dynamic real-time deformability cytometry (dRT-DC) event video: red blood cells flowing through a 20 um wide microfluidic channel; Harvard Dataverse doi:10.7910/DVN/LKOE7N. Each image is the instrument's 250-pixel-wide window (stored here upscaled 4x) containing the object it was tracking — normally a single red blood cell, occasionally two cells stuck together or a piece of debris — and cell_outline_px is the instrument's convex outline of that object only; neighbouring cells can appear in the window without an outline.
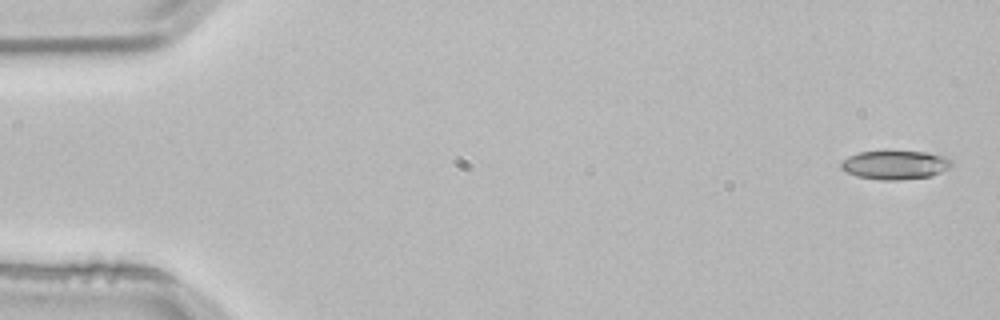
{"species": "common noctule bat (a hibernating species)", "species_latin": "Nyctalus noctula", "temperature_condition": "room temperature", "stored_images_in_passage": 4, "camera_frame_rate_fps": 3000, "um_per_image_px": 0.085, "animal": {"sex": "male", "body_mass_g": 21.5, "forearm_length_mm": 52.0}, "frame": {"image": 1, "passage_image": 1, "time_ms": 0.0, "image_size_px": [1000, 320], "cell_outline_px": [[952, 164], [948, 168], [932, 176], [900, 180], [880, 180], [856, 176], [844, 172], [840, 168], [840, 164], [848, 156], [860, 152], [928, 152], [944, 156], [952, 160]], "centroid_in_image_um": [76.07, 14.03], "position_along_channel_um": 8.9, "area_um2": 18.5}}
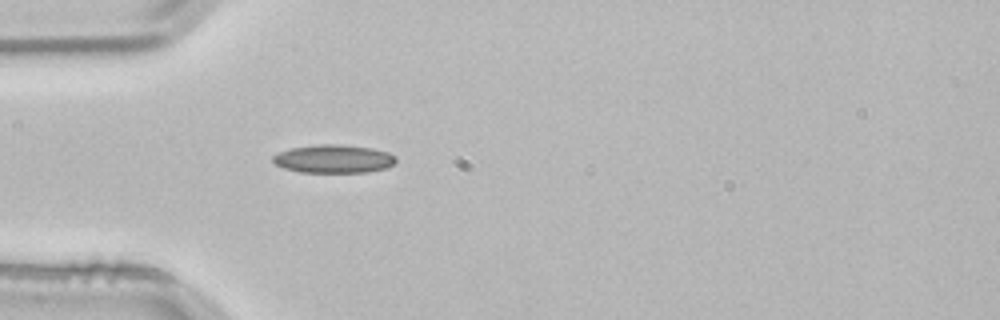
{"frame": {"image": 2, "passage_image": 4, "time_ms": 1.0, "image_size_px": [1000, 320], "cell_outline_px": [[396, 160], [392, 164], [384, 168], [368, 172], [300, 172], [284, 168], [276, 164], [272, 160], [272, 156], [280, 152], [292, 148], [316, 144], [340, 144], [372, 148], [388, 152], [396, 156]], "centroid_in_image_um": [28.36, 13.49], "position_along_channel_um": 56.6, "area_um2": 20.17}}